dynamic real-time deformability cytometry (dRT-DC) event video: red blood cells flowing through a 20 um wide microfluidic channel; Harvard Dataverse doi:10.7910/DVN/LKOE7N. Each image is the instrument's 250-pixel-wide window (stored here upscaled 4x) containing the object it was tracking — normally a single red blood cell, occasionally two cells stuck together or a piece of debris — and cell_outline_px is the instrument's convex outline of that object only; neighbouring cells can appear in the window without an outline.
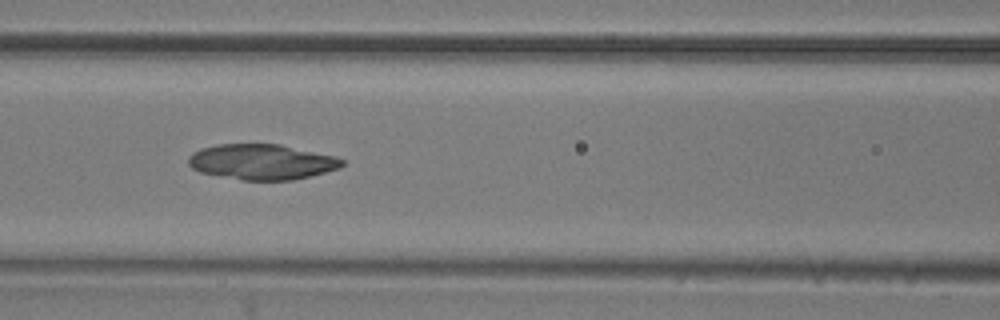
{"species": "common noctule bat (a hibernating species)", "species_latin": "Nyctalus noctula", "temperature_condition": "room temperature", "stored_images_in_passage": 48, "camera_frame_rate_fps": 3000, "um_per_image_px": 0.085, "animal": {"sex": "male", "body_mass_g": 20.5, "forearm_length_mm": 52.5}, "frame": {"image": 1, "passage_image": 22, "time_ms": 7.0, "image_size_px": [1000, 320], "cell_outline_px": [[344, 164], [340, 168], [312, 176], [292, 180], [240, 180], [200, 172], [192, 168], [188, 164], [188, 156], [192, 152], [200, 148], [216, 144], [280, 144], [336, 156], [344, 160]], "centroid_in_image_um": [22.25, 13.76], "position_along_channel_um": 144.3, "area_um2": 32.02}}
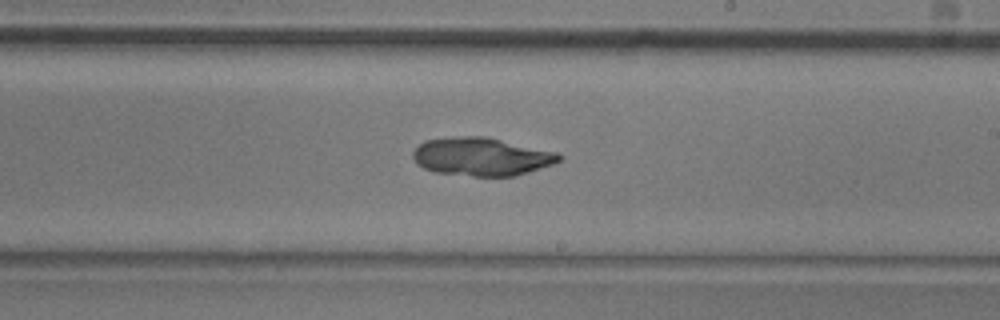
{"frame": {"image": 2, "passage_image": 30, "time_ms": 9.667, "image_size_px": [1000, 320], "cell_outline_px": [[560, 160], [552, 164], [516, 176], [472, 176], [436, 172], [424, 168], [416, 164], [412, 156], [412, 152], [424, 140], [456, 136], [484, 136], [560, 152]], "centroid_in_image_um": [40.92, 13.31], "position_along_channel_um": 248.1, "area_um2": 32.6}}
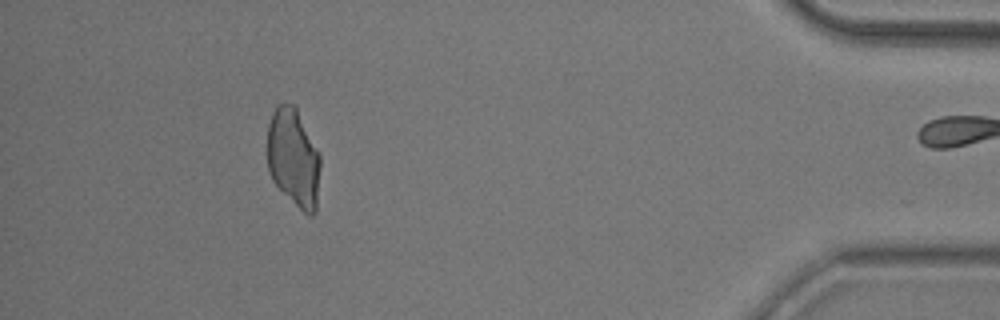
{"frame": {"image": 3, "passage_image": 47, "time_ms": 15.333, "image_size_px": [1000, 320], "cell_outline_px": [[320, 168], [316, 212], [312, 216], [308, 216], [272, 180], [268, 172], [268, 124], [272, 112], [276, 104], [292, 104], [296, 108], [320, 152]], "centroid_in_image_um": [24.96, 13.4], "position_along_channel_um": 410.2, "area_um2": 30.35}}